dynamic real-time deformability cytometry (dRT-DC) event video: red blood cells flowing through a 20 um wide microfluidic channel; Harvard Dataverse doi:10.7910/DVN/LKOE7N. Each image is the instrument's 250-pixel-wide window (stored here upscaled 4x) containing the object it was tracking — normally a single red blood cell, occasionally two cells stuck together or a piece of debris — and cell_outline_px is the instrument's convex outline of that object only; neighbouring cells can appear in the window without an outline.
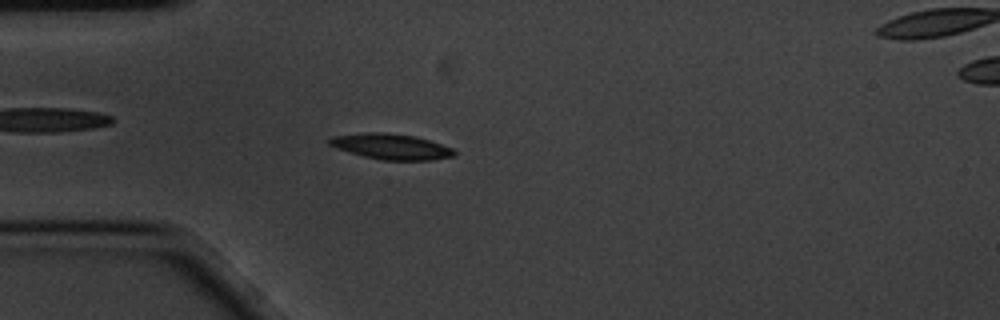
{"species": "common noctule bat (a hibernating species)", "species_latin": "Nyctalus noctula", "temperature_condition": "cold", "stored_images_in_passage": 5, "camera_frame_rate_fps": 3000, "um_per_image_px": 0.085, "animal": {"sex": "male", "body_mass_g": 20.1, "forearm_length_mm": 53.5}, "frame": {"image": 1, "passage_image": 4, "time_ms": 1.0, "image_size_px": [1000, 320], "cell_outline_px": [[456, 156], [432, 160], [384, 160], [364, 156], [336, 148], [328, 144], [328, 140], [332, 136], [364, 132], [384, 132], [416, 136], [452, 148], [456, 152]], "centroid_in_image_um": [33.25, 12.45], "position_along_channel_um": 51.8, "area_um2": 18.61}}